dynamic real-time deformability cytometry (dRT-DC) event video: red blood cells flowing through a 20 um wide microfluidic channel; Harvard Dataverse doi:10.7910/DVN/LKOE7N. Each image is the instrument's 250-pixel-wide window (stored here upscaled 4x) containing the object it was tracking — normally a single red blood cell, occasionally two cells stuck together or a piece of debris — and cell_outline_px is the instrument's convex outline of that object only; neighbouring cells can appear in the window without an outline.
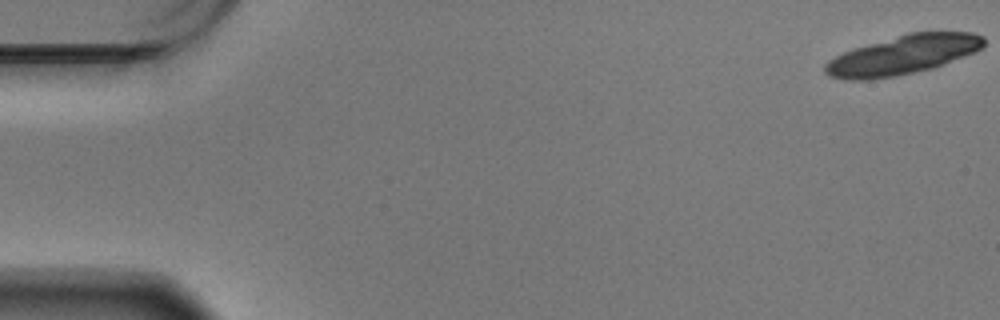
{"species": "Egyptian fruit bat (a non-hibernating species)", "species_latin": "Rousettus aegyptiacus", "temperature_condition": "warm", "stored_images_in_passage": 21, "camera_frame_rate_fps": 3000, "um_per_image_px": 0.085, "animal": {"sex": "male"}, "frame": {"image": 1, "passage_image": 1, "time_ms": 0.0, "image_size_px": [1000, 320], "cell_outline_px": [[984, 44], [976, 52], [944, 64], [932, 68], [896, 76], [868, 80], [844, 80], [828, 76], [824, 72], [824, 64], [828, 60], [844, 52], [856, 48], [908, 32], [972, 32], [984, 36]], "centroid_in_image_um": [76.74, 4.68], "position_along_channel_um": 8.3, "area_um2": 36.07}}